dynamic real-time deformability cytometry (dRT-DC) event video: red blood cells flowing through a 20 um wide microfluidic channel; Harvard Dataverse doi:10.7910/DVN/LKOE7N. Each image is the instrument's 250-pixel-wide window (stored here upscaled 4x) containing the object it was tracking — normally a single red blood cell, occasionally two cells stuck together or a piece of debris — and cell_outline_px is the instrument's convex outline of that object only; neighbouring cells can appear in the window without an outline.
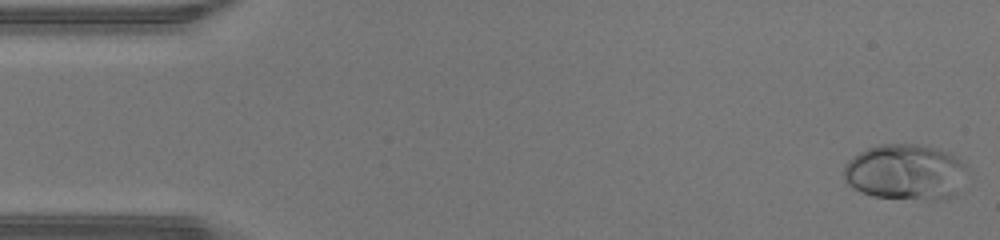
{"species": "human", "species_latin": "Homo sapiens", "temperature_condition": "warm", "stored_images_in_passage": 46, "camera_frame_rate_fps": 3000, "um_per_image_px": 0.085, "donor": {"sex": "male"}, "frame": {"image": 1, "passage_image": 1, "time_ms": 0.0, "image_size_px": [1000, 240], "cell_outline_px": [[968, 164], [956, 192], [952, 196], [944, 200], [932, 200], [872, 196], [852, 188], [844, 180], [844, 168], [848, 160], [860, 152], [868, 148], [880, 144], [916, 144], [948, 152]], "centroid_in_image_um": [76.94, 14.63], "position_along_channel_um": 8.1, "area_um2": 39.94}}
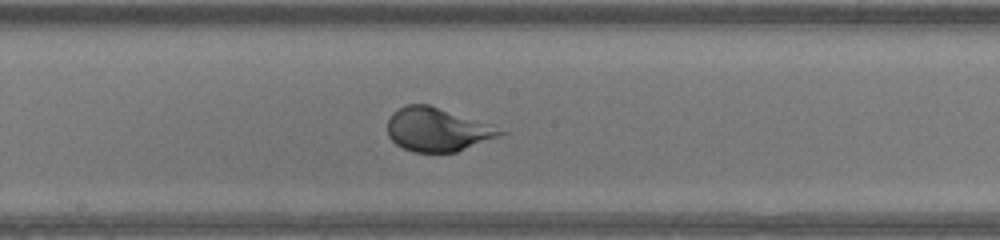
{"frame": {"image": 2, "passage_image": 24, "time_ms": 7.667, "image_size_px": [1000, 240], "cell_outline_px": [[508, 132], [456, 152], [412, 152], [396, 144], [388, 136], [388, 120], [392, 112], [408, 104], [428, 104], [492, 124]], "centroid_in_image_um": [37.17, 11.0], "position_along_channel_um": 211.0, "area_um2": 28.5}}
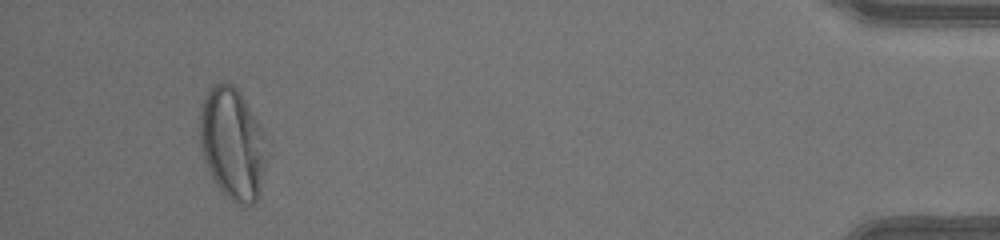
{"frame": {"image": 3, "passage_image": 43, "time_ms": 14.0, "image_size_px": [1000, 240], "cell_outline_px": [[264, 168], [260, 192], [256, 200], [252, 204], [236, 204], [216, 184], [204, 160], [200, 148], [200, 104], [204, 96], [212, 84], [224, 80], [232, 84], [236, 88], [244, 100], [264, 132]], "centroid_in_image_um": [19.71, 12.16], "position_along_channel_um": 415.5, "area_um2": 43.06}, "authors_computed_cell_mechanics": {"area_um2": 33.0905, "velocity_mm_per_s": 4.4513, "shape_relaxation_time_tau1_ms": 2.7787, "shape_relaxation_time_tau2_ms": null, "deformation_change_tau1": 0.2026, "deformation_change_tau2": null}}